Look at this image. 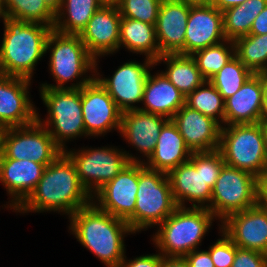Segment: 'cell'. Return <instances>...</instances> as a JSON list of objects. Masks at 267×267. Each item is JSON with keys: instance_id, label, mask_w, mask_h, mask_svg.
I'll return each mask as SVG.
<instances>
[{"instance_id": "6da1fadb", "label": "cell", "mask_w": 267, "mask_h": 267, "mask_svg": "<svg viewBox=\"0 0 267 267\" xmlns=\"http://www.w3.org/2000/svg\"><path fill=\"white\" fill-rule=\"evenodd\" d=\"M91 202L92 196L80 183L74 163L63 152L45 167L36 188L15 212L54 211L70 217Z\"/></svg>"}, {"instance_id": "7a4b0ae2", "label": "cell", "mask_w": 267, "mask_h": 267, "mask_svg": "<svg viewBox=\"0 0 267 267\" xmlns=\"http://www.w3.org/2000/svg\"><path fill=\"white\" fill-rule=\"evenodd\" d=\"M69 230L106 267H120L126 253L124 237L135 234L129 224L93 202L69 217Z\"/></svg>"}, {"instance_id": "3957f363", "label": "cell", "mask_w": 267, "mask_h": 267, "mask_svg": "<svg viewBox=\"0 0 267 267\" xmlns=\"http://www.w3.org/2000/svg\"><path fill=\"white\" fill-rule=\"evenodd\" d=\"M2 22L0 74L32 80L37 63L46 54V41L52 28L7 16Z\"/></svg>"}, {"instance_id": "277c9868", "label": "cell", "mask_w": 267, "mask_h": 267, "mask_svg": "<svg viewBox=\"0 0 267 267\" xmlns=\"http://www.w3.org/2000/svg\"><path fill=\"white\" fill-rule=\"evenodd\" d=\"M225 165L221 152H192L189 161L171 170L169 178L172 195L178 207L192 203L193 208H207L212 189ZM206 203V204H205Z\"/></svg>"}, {"instance_id": "5b68a950", "label": "cell", "mask_w": 267, "mask_h": 267, "mask_svg": "<svg viewBox=\"0 0 267 267\" xmlns=\"http://www.w3.org/2000/svg\"><path fill=\"white\" fill-rule=\"evenodd\" d=\"M214 219L207 208L177 207L158 225L151 239L163 257H184L200 249Z\"/></svg>"}, {"instance_id": "8992f818", "label": "cell", "mask_w": 267, "mask_h": 267, "mask_svg": "<svg viewBox=\"0 0 267 267\" xmlns=\"http://www.w3.org/2000/svg\"><path fill=\"white\" fill-rule=\"evenodd\" d=\"M47 51H50V74L57 85L42 83L40 87L82 88L95 78L96 59L88 52L79 35L62 34L52 29L46 41L45 53H48ZM88 73L93 74L88 76ZM74 80L77 82L71 83L70 86L65 85Z\"/></svg>"}, {"instance_id": "52a82bcc", "label": "cell", "mask_w": 267, "mask_h": 267, "mask_svg": "<svg viewBox=\"0 0 267 267\" xmlns=\"http://www.w3.org/2000/svg\"><path fill=\"white\" fill-rule=\"evenodd\" d=\"M39 89L40 97L47 107V116L46 119H41L37 110V120L63 151L68 149L66 142L82 136L89 138L83 122L81 88Z\"/></svg>"}, {"instance_id": "ba28073f", "label": "cell", "mask_w": 267, "mask_h": 267, "mask_svg": "<svg viewBox=\"0 0 267 267\" xmlns=\"http://www.w3.org/2000/svg\"><path fill=\"white\" fill-rule=\"evenodd\" d=\"M218 150L230 167L258 179L267 174V152L260 122L222 126Z\"/></svg>"}, {"instance_id": "9c48e42d", "label": "cell", "mask_w": 267, "mask_h": 267, "mask_svg": "<svg viewBox=\"0 0 267 267\" xmlns=\"http://www.w3.org/2000/svg\"><path fill=\"white\" fill-rule=\"evenodd\" d=\"M134 210V233L162 223L178 207L166 173L138 163V190Z\"/></svg>"}, {"instance_id": "30bf717a", "label": "cell", "mask_w": 267, "mask_h": 267, "mask_svg": "<svg viewBox=\"0 0 267 267\" xmlns=\"http://www.w3.org/2000/svg\"><path fill=\"white\" fill-rule=\"evenodd\" d=\"M64 153L74 163L80 183L93 196L110 182L130 162L143 163L141 156L129 154L115 146L66 149ZM140 158V159H139Z\"/></svg>"}, {"instance_id": "8fae6325", "label": "cell", "mask_w": 267, "mask_h": 267, "mask_svg": "<svg viewBox=\"0 0 267 267\" xmlns=\"http://www.w3.org/2000/svg\"><path fill=\"white\" fill-rule=\"evenodd\" d=\"M63 152L37 119L26 126L0 130V158L29 159L47 166Z\"/></svg>"}, {"instance_id": "7c38bea8", "label": "cell", "mask_w": 267, "mask_h": 267, "mask_svg": "<svg viewBox=\"0 0 267 267\" xmlns=\"http://www.w3.org/2000/svg\"><path fill=\"white\" fill-rule=\"evenodd\" d=\"M258 178L249 172L224 165L212 189L207 207L216 220L224 221L229 215L257 204Z\"/></svg>"}, {"instance_id": "4fadbf2b", "label": "cell", "mask_w": 267, "mask_h": 267, "mask_svg": "<svg viewBox=\"0 0 267 267\" xmlns=\"http://www.w3.org/2000/svg\"><path fill=\"white\" fill-rule=\"evenodd\" d=\"M144 60V63L125 62L108 78L100 75L97 70L99 68L95 67V78L113 98L122 113L139 110L140 105L136 106L135 104L142 103L146 79L155 66L152 59L145 57Z\"/></svg>"}, {"instance_id": "5bb4252c", "label": "cell", "mask_w": 267, "mask_h": 267, "mask_svg": "<svg viewBox=\"0 0 267 267\" xmlns=\"http://www.w3.org/2000/svg\"><path fill=\"white\" fill-rule=\"evenodd\" d=\"M138 190V162H130L93 196L101 210L125 220L134 232V210Z\"/></svg>"}, {"instance_id": "9a60e30c", "label": "cell", "mask_w": 267, "mask_h": 267, "mask_svg": "<svg viewBox=\"0 0 267 267\" xmlns=\"http://www.w3.org/2000/svg\"><path fill=\"white\" fill-rule=\"evenodd\" d=\"M81 105L88 136H105L112 130L120 132L122 112L96 78L81 88Z\"/></svg>"}, {"instance_id": "2e32d148", "label": "cell", "mask_w": 267, "mask_h": 267, "mask_svg": "<svg viewBox=\"0 0 267 267\" xmlns=\"http://www.w3.org/2000/svg\"><path fill=\"white\" fill-rule=\"evenodd\" d=\"M121 18L115 3H105L79 34L88 52L96 59L95 67L98 66L100 57L119 51Z\"/></svg>"}, {"instance_id": "e0dca14e", "label": "cell", "mask_w": 267, "mask_h": 267, "mask_svg": "<svg viewBox=\"0 0 267 267\" xmlns=\"http://www.w3.org/2000/svg\"><path fill=\"white\" fill-rule=\"evenodd\" d=\"M31 80L0 74V130L26 126L37 119V108L29 97Z\"/></svg>"}, {"instance_id": "ac0fdd59", "label": "cell", "mask_w": 267, "mask_h": 267, "mask_svg": "<svg viewBox=\"0 0 267 267\" xmlns=\"http://www.w3.org/2000/svg\"><path fill=\"white\" fill-rule=\"evenodd\" d=\"M220 229L238 248L267 254V211L258 203L229 215L220 223Z\"/></svg>"}, {"instance_id": "d6986e66", "label": "cell", "mask_w": 267, "mask_h": 267, "mask_svg": "<svg viewBox=\"0 0 267 267\" xmlns=\"http://www.w3.org/2000/svg\"><path fill=\"white\" fill-rule=\"evenodd\" d=\"M171 120L191 152H208L219 148L222 126L211 117L184 104Z\"/></svg>"}, {"instance_id": "ffe728a7", "label": "cell", "mask_w": 267, "mask_h": 267, "mask_svg": "<svg viewBox=\"0 0 267 267\" xmlns=\"http://www.w3.org/2000/svg\"><path fill=\"white\" fill-rule=\"evenodd\" d=\"M44 164L29 159L15 160L0 158V183L6 189L10 200L4 207L15 210L29 197L42 178Z\"/></svg>"}, {"instance_id": "44dd1931", "label": "cell", "mask_w": 267, "mask_h": 267, "mask_svg": "<svg viewBox=\"0 0 267 267\" xmlns=\"http://www.w3.org/2000/svg\"><path fill=\"white\" fill-rule=\"evenodd\" d=\"M189 4L179 0H163L155 24L160 56L185 55V34Z\"/></svg>"}, {"instance_id": "7402d4cb", "label": "cell", "mask_w": 267, "mask_h": 267, "mask_svg": "<svg viewBox=\"0 0 267 267\" xmlns=\"http://www.w3.org/2000/svg\"><path fill=\"white\" fill-rule=\"evenodd\" d=\"M223 13L213 5L190 6L185 34V55L225 41Z\"/></svg>"}, {"instance_id": "603a6c76", "label": "cell", "mask_w": 267, "mask_h": 267, "mask_svg": "<svg viewBox=\"0 0 267 267\" xmlns=\"http://www.w3.org/2000/svg\"><path fill=\"white\" fill-rule=\"evenodd\" d=\"M265 74H253L232 96L224 100V126L259 123L264 100Z\"/></svg>"}, {"instance_id": "cb8c5ba5", "label": "cell", "mask_w": 267, "mask_h": 267, "mask_svg": "<svg viewBox=\"0 0 267 267\" xmlns=\"http://www.w3.org/2000/svg\"><path fill=\"white\" fill-rule=\"evenodd\" d=\"M169 120L163 116L146 113L140 110H131L122 113L120 135L124 141L134 148L148 160L155 150L156 141L162 127Z\"/></svg>"}, {"instance_id": "d4e9b609", "label": "cell", "mask_w": 267, "mask_h": 267, "mask_svg": "<svg viewBox=\"0 0 267 267\" xmlns=\"http://www.w3.org/2000/svg\"><path fill=\"white\" fill-rule=\"evenodd\" d=\"M185 97L162 71L156 72L154 75L149 72L143 93L142 104L144 106L139 107V110L171 120L185 104Z\"/></svg>"}, {"instance_id": "484cf974", "label": "cell", "mask_w": 267, "mask_h": 267, "mask_svg": "<svg viewBox=\"0 0 267 267\" xmlns=\"http://www.w3.org/2000/svg\"><path fill=\"white\" fill-rule=\"evenodd\" d=\"M191 154L177 126L169 120L162 127L155 150L144 165L168 174L180 164L189 161Z\"/></svg>"}, {"instance_id": "4316f807", "label": "cell", "mask_w": 267, "mask_h": 267, "mask_svg": "<svg viewBox=\"0 0 267 267\" xmlns=\"http://www.w3.org/2000/svg\"><path fill=\"white\" fill-rule=\"evenodd\" d=\"M103 0H56V19L53 30L62 34L79 35Z\"/></svg>"}, {"instance_id": "83f0119b", "label": "cell", "mask_w": 267, "mask_h": 267, "mask_svg": "<svg viewBox=\"0 0 267 267\" xmlns=\"http://www.w3.org/2000/svg\"><path fill=\"white\" fill-rule=\"evenodd\" d=\"M120 47L154 62L160 57L159 45L156 37L155 25H150L131 18H121L120 21Z\"/></svg>"}, {"instance_id": "f1b7e54d", "label": "cell", "mask_w": 267, "mask_h": 267, "mask_svg": "<svg viewBox=\"0 0 267 267\" xmlns=\"http://www.w3.org/2000/svg\"><path fill=\"white\" fill-rule=\"evenodd\" d=\"M162 61L167 66L162 72L185 96L206 81L191 55L164 54L156 60L155 66Z\"/></svg>"}, {"instance_id": "f546056e", "label": "cell", "mask_w": 267, "mask_h": 267, "mask_svg": "<svg viewBox=\"0 0 267 267\" xmlns=\"http://www.w3.org/2000/svg\"><path fill=\"white\" fill-rule=\"evenodd\" d=\"M267 0H246L243 4L225 9L223 31L227 40L250 34L253 21L266 7Z\"/></svg>"}, {"instance_id": "4dcf8cb0", "label": "cell", "mask_w": 267, "mask_h": 267, "mask_svg": "<svg viewBox=\"0 0 267 267\" xmlns=\"http://www.w3.org/2000/svg\"><path fill=\"white\" fill-rule=\"evenodd\" d=\"M3 5L9 18L54 27L56 0H5Z\"/></svg>"}, {"instance_id": "1f68e13d", "label": "cell", "mask_w": 267, "mask_h": 267, "mask_svg": "<svg viewBox=\"0 0 267 267\" xmlns=\"http://www.w3.org/2000/svg\"><path fill=\"white\" fill-rule=\"evenodd\" d=\"M235 56L254 74L267 72V34L245 35L234 40Z\"/></svg>"}, {"instance_id": "d6a6232c", "label": "cell", "mask_w": 267, "mask_h": 267, "mask_svg": "<svg viewBox=\"0 0 267 267\" xmlns=\"http://www.w3.org/2000/svg\"><path fill=\"white\" fill-rule=\"evenodd\" d=\"M185 104L224 126V99L210 81H205L185 97Z\"/></svg>"}, {"instance_id": "836d02e7", "label": "cell", "mask_w": 267, "mask_h": 267, "mask_svg": "<svg viewBox=\"0 0 267 267\" xmlns=\"http://www.w3.org/2000/svg\"><path fill=\"white\" fill-rule=\"evenodd\" d=\"M192 58L206 81L215 76L228 62L235 57V45L232 40L194 52Z\"/></svg>"}, {"instance_id": "e575fe53", "label": "cell", "mask_w": 267, "mask_h": 267, "mask_svg": "<svg viewBox=\"0 0 267 267\" xmlns=\"http://www.w3.org/2000/svg\"><path fill=\"white\" fill-rule=\"evenodd\" d=\"M253 74L235 56L209 81L225 100L234 95Z\"/></svg>"}, {"instance_id": "d590c367", "label": "cell", "mask_w": 267, "mask_h": 267, "mask_svg": "<svg viewBox=\"0 0 267 267\" xmlns=\"http://www.w3.org/2000/svg\"><path fill=\"white\" fill-rule=\"evenodd\" d=\"M163 0H117L119 12L124 18L155 25Z\"/></svg>"}, {"instance_id": "8d00e7d4", "label": "cell", "mask_w": 267, "mask_h": 267, "mask_svg": "<svg viewBox=\"0 0 267 267\" xmlns=\"http://www.w3.org/2000/svg\"><path fill=\"white\" fill-rule=\"evenodd\" d=\"M218 226L221 238L217 239L212 246L210 245L207 251L210 253L215 267H231L236 254V245L220 229V224Z\"/></svg>"}, {"instance_id": "74e56055", "label": "cell", "mask_w": 267, "mask_h": 267, "mask_svg": "<svg viewBox=\"0 0 267 267\" xmlns=\"http://www.w3.org/2000/svg\"><path fill=\"white\" fill-rule=\"evenodd\" d=\"M231 267H267V254L236 246V254Z\"/></svg>"}, {"instance_id": "f35d334b", "label": "cell", "mask_w": 267, "mask_h": 267, "mask_svg": "<svg viewBox=\"0 0 267 267\" xmlns=\"http://www.w3.org/2000/svg\"><path fill=\"white\" fill-rule=\"evenodd\" d=\"M126 255L121 262L120 267H161L163 255L157 254H146L132 259H127Z\"/></svg>"}, {"instance_id": "ab89813d", "label": "cell", "mask_w": 267, "mask_h": 267, "mask_svg": "<svg viewBox=\"0 0 267 267\" xmlns=\"http://www.w3.org/2000/svg\"><path fill=\"white\" fill-rule=\"evenodd\" d=\"M189 267H215L210 253L206 250L196 249L184 256Z\"/></svg>"}, {"instance_id": "60d3db41", "label": "cell", "mask_w": 267, "mask_h": 267, "mask_svg": "<svg viewBox=\"0 0 267 267\" xmlns=\"http://www.w3.org/2000/svg\"><path fill=\"white\" fill-rule=\"evenodd\" d=\"M267 34V5L253 21L250 29V35Z\"/></svg>"}, {"instance_id": "b9f144b4", "label": "cell", "mask_w": 267, "mask_h": 267, "mask_svg": "<svg viewBox=\"0 0 267 267\" xmlns=\"http://www.w3.org/2000/svg\"><path fill=\"white\" fill-rule=\"evenodd\" d=\"M257 203L267 211V174L258 179Z\"/></svg>"}, {"instance_id": "7bdbcfd3", "label": "cell", "mask_w": 267, "mask_h": 267, "mask_svg": "<svg viewBox=\"0 0 267 267\" xmlns=\"http://www.w3.org/2000/svg\"><path fill=\"white\" fill-rule=\"evenodd\" d=\"M161 267H189L184 257H163Z\"/></svg>"}, {"instance_id": "ee69618b", "label": "cell", "mask_w": 267, "mask_h": 267, "mask_svg": "<svg viewBox=\"0 0 267 267\" xmlns=\"http://www.w3.org/2000/svg\"><path fill=\"white\" fill-rule=\"evenodd\" d=\"M246 0H213L212 5L219 11L243 4Z\"/></svg>"}, {"instance_id": "f6af8a7d", "label": "cell", "mask_w": 267, "mask_h": 267, "mask_svg": "<svg viewBox=\"0 0 267 267\" xmlns=\"http://www.w3.org/2000/svg\"><path fill=\"white\" fill-rule=\"evenodd\" d=\"M259 122H267V76L265 74V88H264V100L263 110Z\"/></svg>"}, {"instance_id": "bcb514c9", "label": "cell", "mask_w": 267, "mask_h": 267, "mask_svg": "<svg viewBox=\"0 0 267 267\" xmlns=\"http://www.w3.org/2000/svg\"><path fill=\"white\" fill-rule=\"evenodd\" d=\"M185 2L191 6L197 5H212L213 0H179Z\"/></svg>"}, {"instance_id": "7dc6e473", "label": "cell", "mask_w": 267, "mask_h": 267, "mask_svg": "<svg viewBox=\"0 0 267 267\" xmlns=\"http://www.w3.org/2000/svg\"><path fill=\"white\" fill-rule=\"evenodd\" d=\"M261 128L263 131L264 139H265V147L267 152V122H260Z\"/></svg>"}, {"instance_id": "c3c4849f", "label": "cell", "mask_w": 267, "mask_h": 267, "mask_svg": "<svg viewBox=\"0 0 267 267\" xmlns=\"http://www.w3.org/2000/svg\"><path fill=\"white\" fill-rule=\"evenodd\" d=\"M5 17H6V15H5V12H4V5H3V3L0 1V18H1L2 20H4Z\"/></svg>"}, {"instance_id": "681fc988", "label": "cell", "mask_w": 267, "mask_h": 267, "mask_svg": "<svg viewBox=\"0 0 267 267\" xmlns=\"http://www.w3.org/2000/svg\"><path fill=\"white\" fill-rule=\"evenodd\" d=\"M105 3H115L117 0H103Z\"/></svg>"}]
</instances>
